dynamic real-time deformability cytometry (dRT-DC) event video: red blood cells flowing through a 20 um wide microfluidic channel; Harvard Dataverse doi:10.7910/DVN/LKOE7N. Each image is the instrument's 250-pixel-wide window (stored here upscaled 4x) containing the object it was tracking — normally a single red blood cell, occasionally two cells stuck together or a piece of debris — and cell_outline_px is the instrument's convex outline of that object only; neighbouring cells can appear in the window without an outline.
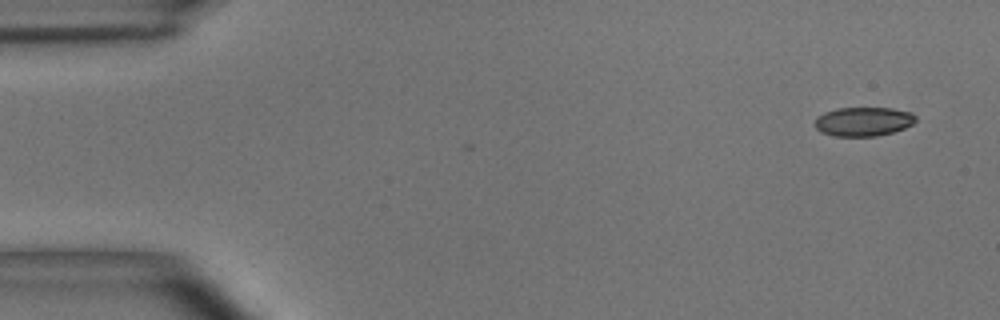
{"species": "common noctule bat (a hibernating species)", "species_latin": "Nyctalus noctula", "temperature_condition": "room temperature", "stored_images_in_passage": 4, "camera_frame_rate_fps": 3000, "um_per_image_px": 0.085, "animal": {"sex": "male", "body_mass_g": 15.6}, "frame": {"image": 1, "passage_image": 1, "time_ms": 0.0, "image_size_px": [1000, 320], "cell_outline_px": [[916, 120], [912, 124], [904, 128], [892, 132], [876, 136], [836, 136], [820, 132], [816, 128], [816, 120], [824, 112], [836, 108], [892, 108], [912, 112], [916, 116]], "centroid_in_image_um": [73.41, 10.32], "position_along_channel_um": 11.6, "area_um2": 16.99}}
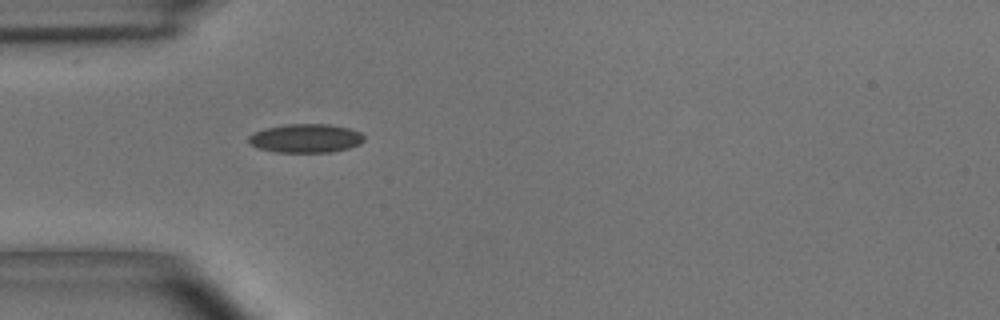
{"frame": {"image": 2, "passage_image": 4, "time_ms": 1.0, "image_size_px": [1000, 320], "cell_outline_px": [[364, 140], [360, 144], [348, 148], [332, 152], [272, 152], [256, 148], [248, 144], [248, 136], [252, 132], [264, 128], [288, 124], [328, 124], [348, 128], [360, 132], [364, 136]], "centroid_in_image_um": [25.93, 11.76], "position_along_channel_um": 59.1, "area_um2": 19.59}}